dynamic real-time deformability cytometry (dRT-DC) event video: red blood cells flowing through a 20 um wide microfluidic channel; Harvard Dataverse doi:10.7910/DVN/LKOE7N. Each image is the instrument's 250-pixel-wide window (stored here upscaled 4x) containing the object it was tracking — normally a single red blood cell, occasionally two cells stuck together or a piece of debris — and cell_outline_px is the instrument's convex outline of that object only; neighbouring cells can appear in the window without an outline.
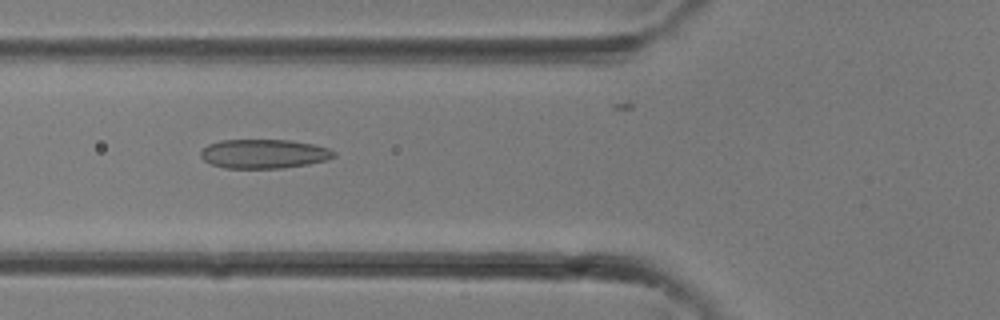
{"species": "common noctule bat (a hibernating species)", "species_latin": "Nyctalus noctula", "temperature_condition": "room temperature", "stored_images_in_passage": 31, "camera_frame_rate_fps": 3000, "um_per_image_px": 0.085, "animal": {"sex": "female"}, "frame": {"image": 1, "passage_image": 10, "time_ms": 3.0, "image_size_px": [1000, 320], "cell_outline_px": [[336, 156], [328, 160], [308, 164], [280, 168], [224, 168], [212, 164], [204, 160], [200, 156], [200, 152], [208, 144], [220, 140], [292, 140], [312, 144], [328, 148], [336, 152]], "centroid_in_image_um": [22.44, 13.07], "position_along_channel_um": 103.4, "area_um2": 22.66}}
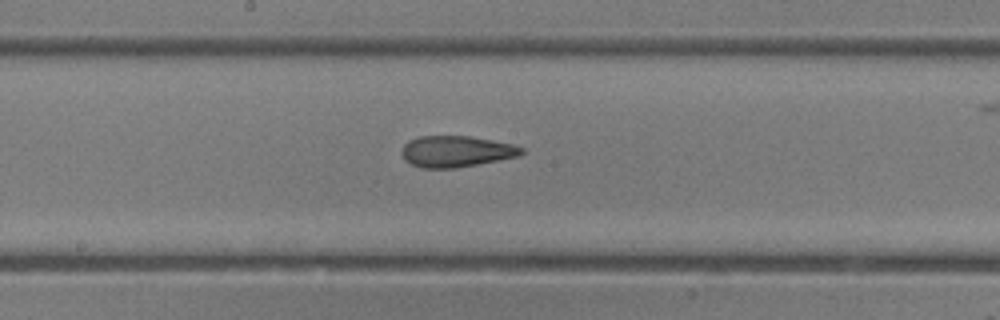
{"frame": {"image": 2, "passage_image": 15, "time_ms": 4.667, "image_size_px": [1000, 320], "cell_outline_px": [[524, 152], [520, 156], [456, 168], [420, 168], [404, 160], [400, 152], [404, 144], [408, 140], [420, 136], [472, 136], [512, 144], [524, 148]], "centroid_in_image_um": [38.76, 12.87], "position_along_channel_um": 209.4, "area_um2": 21.96}}
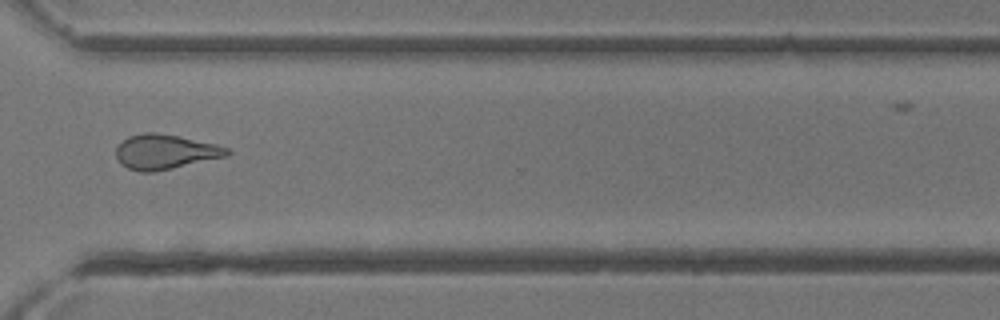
{"frame": {"image": 3, "passage_image": 22, "time_ms": 7.0, "image_size_px": [1000, 320], "cell_outline_px": [[232, 152], [228, 156], [172, 168], [152, 172], [140, 172], [128, 168], [120, 164], [116, 156], [116, 148], [128, 136], [144, 132], [156, 132], [180, 136], [216, 144], [228, 148]], "centroid_in_image_um": [14.04, 12.9], "position_along_channel_um": 356.6, "area_um2": 22.54}}